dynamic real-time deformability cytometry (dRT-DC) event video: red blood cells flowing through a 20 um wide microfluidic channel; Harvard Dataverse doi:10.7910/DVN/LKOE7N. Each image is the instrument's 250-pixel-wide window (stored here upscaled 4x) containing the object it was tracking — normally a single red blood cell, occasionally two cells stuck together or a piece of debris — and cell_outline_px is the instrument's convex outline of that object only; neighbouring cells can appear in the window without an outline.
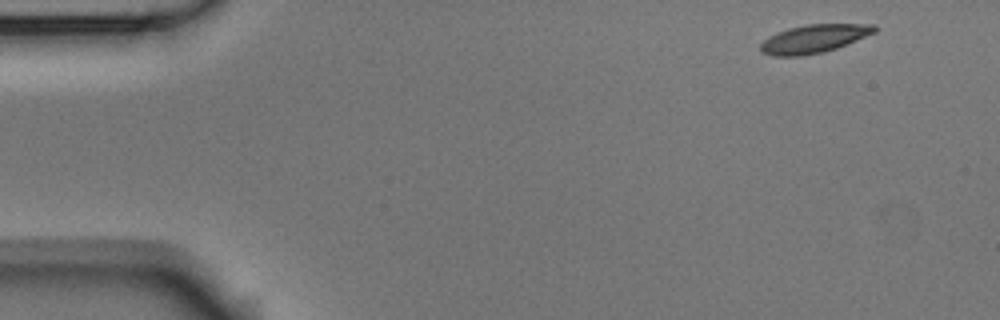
{"species": "Egyptian fruit bat (a non-hibernating species)", "species_latin": "Rousettus aegyptiacus", "temperature_condition": "room temperature", "stored_images_in_passage": 4, "camera_frame_rate_fps": 3000, "um_per_image_px": 0.085, "animal": {"sex": "male"}, "frame": {"image": 1, "passage_image": 1, "time_ms": 0.0, "image_size_px": [1000, 320], "cell_outline_px": [[876, 32], [836, 48], [824, 52], [800, 56], [772, 56], [760, 52], [760, 44], [768, 36], [776, 32], [788, 28], [804, 24], [876, 24]], "centroid_in_image_um": [69.14, 3.29], "position_along_channel_um": 15.9, "area_um2": 18.9}}
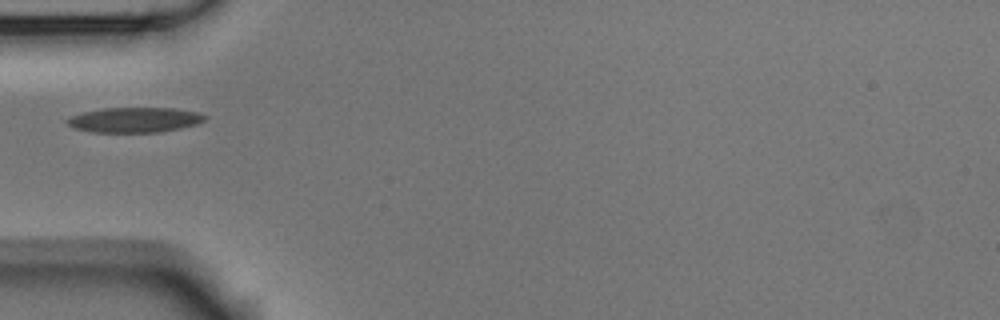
{"frame": {"image": 2, "passage_image": 4, "time_ms": 1.0, "image_size_px": [1000, 320], "cell_outline_px": [[208, 116], [204, 120], [196, 124], [180, 128], [160, 132], [92, 132], [76, 128], [68, 124], [64, 120], [72, 116], [84, 112], [104, 108], [172, 108], [200, 112]], "centroid_in_image_um": [11.47, 10.18], "position_along_channel_um": 73.5, "area_um2": 20.0}}